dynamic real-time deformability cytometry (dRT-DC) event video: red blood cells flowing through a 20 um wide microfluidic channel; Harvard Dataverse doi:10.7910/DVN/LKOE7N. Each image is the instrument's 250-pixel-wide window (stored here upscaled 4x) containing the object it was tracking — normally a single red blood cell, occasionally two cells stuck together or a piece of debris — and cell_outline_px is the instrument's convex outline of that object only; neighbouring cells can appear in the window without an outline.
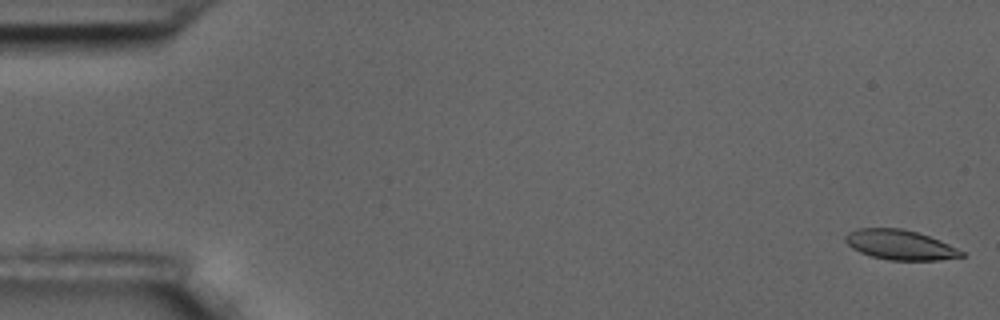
{"species": "common noctule bat (a hibernating species)", "species_latin": "Nyctalus noctula", "temperature_condition": "room temperature", "stored_images_in_passage": 5, "camera_frame_rate_fps": 3000, "um_per_image_px": 0.085, "animal": {"sex": "male", "body_mass_g": 17.5, "forearm_length_mm": 52.3}, "frame": {"image": 1, "passage_image": 1, "time_ms": 0.0, "image_size_px": [1000, 320], "cell_outline_px": [[964, 256], [940, 260], [888, 260], [872, 256], [860, 252], [852, 248], [844, 240], [844, 236], [848, 232], [856, 228], [904, 228], [940, 240], [964, 252]], "centroid_in_image_um": [76.47, 20.8], "position_along_channel_um": 8.5, "area_um2": 20.17}}
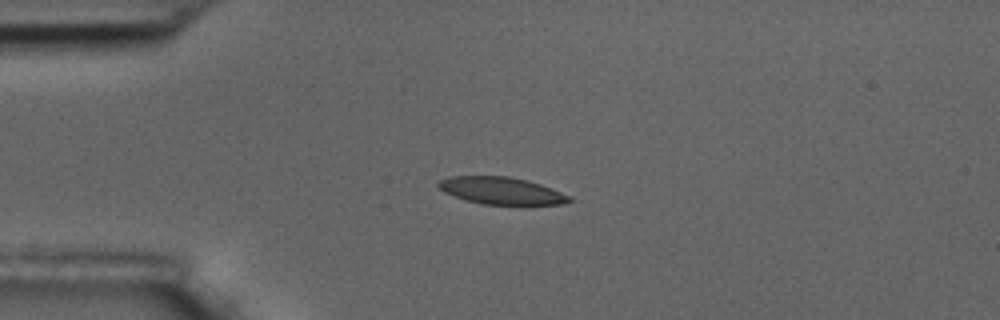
{"frame": {"image": 2, "passage_image": 4, "time_ms": 1.0, "image_size_px": [1000, 320], "cell_outline_px": [[572, 200], [564, 204], [524, 208], [520, 208], [484, 204], [464, 200], [444, 192], [436, 188], [436, 184], [440, 180], [448, 176], [508, 176], [540, 184], [552, 188], [572, 196]], "centroid_in_image_um": [42.68, 16.27], "position_along_channel_um": 42.3, "area_um2": 21.96}}